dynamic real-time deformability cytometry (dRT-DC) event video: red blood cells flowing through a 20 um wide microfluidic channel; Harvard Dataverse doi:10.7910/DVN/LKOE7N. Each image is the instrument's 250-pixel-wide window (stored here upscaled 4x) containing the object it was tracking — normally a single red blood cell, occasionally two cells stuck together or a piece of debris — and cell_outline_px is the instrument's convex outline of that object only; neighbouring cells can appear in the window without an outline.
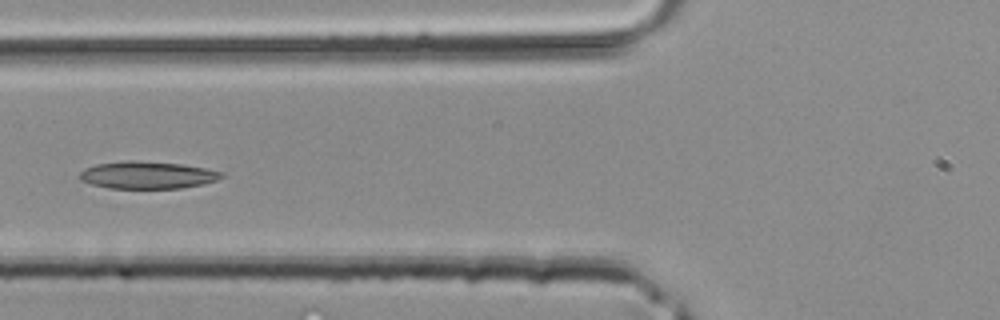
{"species": "common noctule bat (a hibernating species)", "species_latin": "Nyctalus noctula", "temperature_condition": "room temperature", "stored_images_in_passage": 41, "camera_frame_rate_fps": 3000, "um_per_image_px": 0.085, "animal": {"sex": "male", "body_mass_g": 20.4}, "frame": {"image": 1, "passage_image": 16, "time_ms": 5.0, "image_size_px": [1000, 320], "cell_outline_px": [[224, 176], [216, 180], [204, 184], [180, 188], [108, 188], [92, 184], [80, 180], [80, 172], [84, 168], [96, 164], [128, 160], [132, 160], [184, 164], [208, 168], [224, 172]], "centroid_in_image_um": [12.56, 14.87], "position_along_channel_um": 113.2, "area_um2": 22.72}}
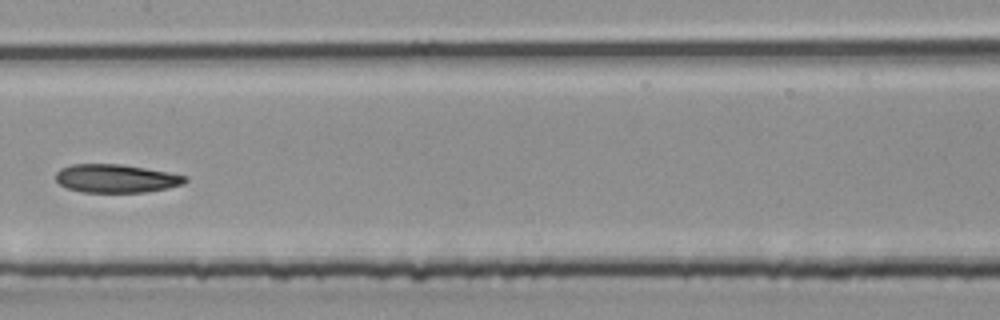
{"frame": {"image": 2, "passage_image": 21, "time_ms": 6.667, "image_size_px": [1000, 320], "cell_outline_px": [[188, 180], [184, 184], [168, 188], [144, 192], [84, 192], [68, 188], [60, 184], [56, 180], [56, 172], [60, 168], [72, 164], [120, 164], [168, 172], [188, 176]], "centroid_in_image_um": [9.88, 15.17], "position_along_channel_um": 197.5, "area_um2": 21.33}}
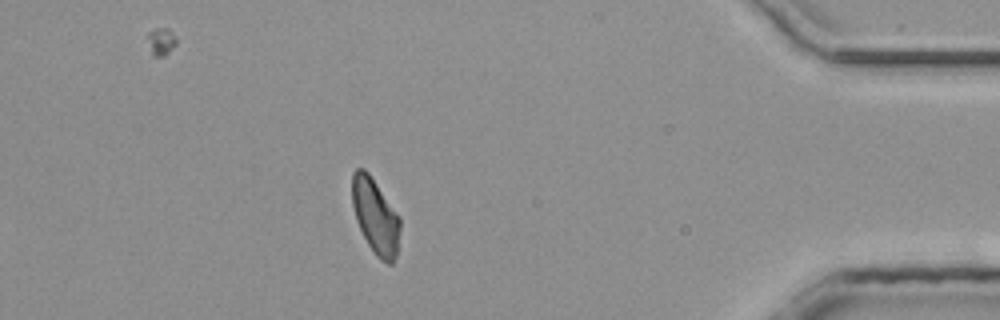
{"frame": {"image": 3, "passage_image": 36, "time_ms": 11.667, "image_size_px": [1000, 320], "cell_outline_px": [[400, 228], [396, 256], [392, 264], [388, 264], [380, 260], [376, 256], [368, 244], [356, 220], [352, 204], [352, 172], [356, 168], [364, 168], [368, 172], [400, 216]], "centroid_in_image_um": [31.91, 18.38], "position_along_channel_um": 403.3, "area_um2": 21.04}}